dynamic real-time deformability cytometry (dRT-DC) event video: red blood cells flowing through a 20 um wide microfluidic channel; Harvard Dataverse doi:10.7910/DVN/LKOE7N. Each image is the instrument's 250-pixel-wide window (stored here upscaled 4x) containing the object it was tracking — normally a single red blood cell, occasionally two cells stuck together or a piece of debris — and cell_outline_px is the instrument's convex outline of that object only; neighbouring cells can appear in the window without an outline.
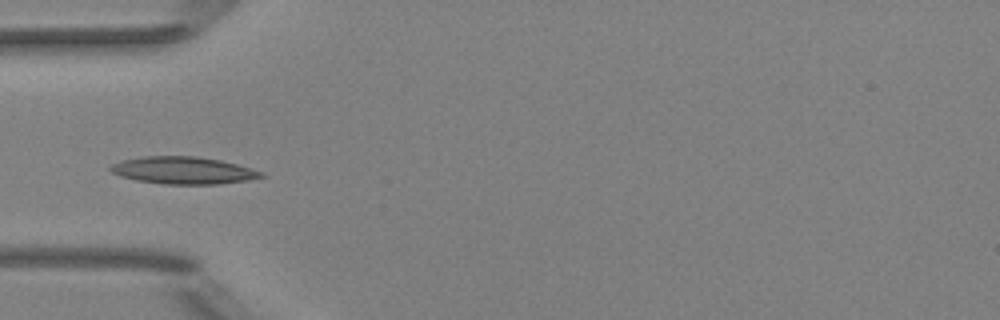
{"species": "Egyptian fruit bat (a non-hibernating species)", "species_latin": "Rousettus aegyptiacus", "temperature_condition": "room temperature", "stored_images_in_passage": 4, "camera_frame_rate_fps": 3000, "um_per_image_px": 0.085, "animal": {"sex": "female"}, "frame": {"image": 1, "passage_image": 4, "time_ms": 4.0, "image_size_px": [1000, 320], "cell_outline_px": [[268, 176], [248, 180], [216, 184], [164, 184], [136, 180], [120, 176], [112, 172], [108, 168], [112, 164], [120, 160], [144, 156], [196, 156], [220, 160], [236, 164], [264, 172]], "centroid_in_image_um": [15.57, 14.48], "position_along_channel_um": 69.4, "area_um2": 23.99}}